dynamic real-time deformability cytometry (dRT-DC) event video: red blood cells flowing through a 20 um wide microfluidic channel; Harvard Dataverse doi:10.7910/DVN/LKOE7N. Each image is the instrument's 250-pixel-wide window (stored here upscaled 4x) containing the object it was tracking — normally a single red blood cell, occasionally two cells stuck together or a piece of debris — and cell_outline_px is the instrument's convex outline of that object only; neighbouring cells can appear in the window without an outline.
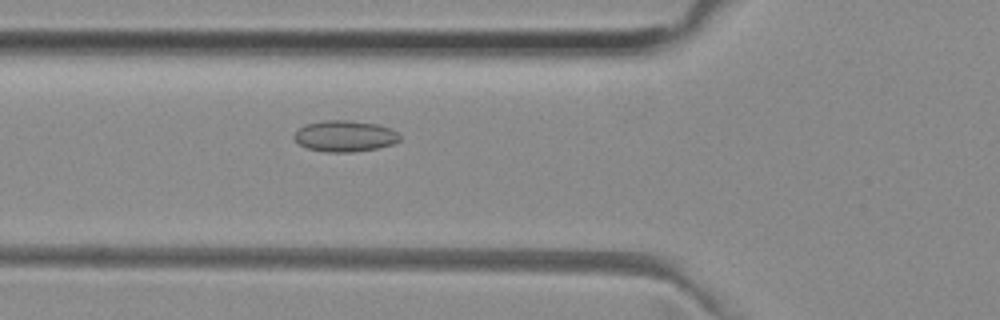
{"species": "common noctule bat (a hibernating species)", "species_latin": "Nyctalus noctula", "temperature_condition": "room temperature", "stored_images_in_passage": 38, "camera_frame_rate_fps": 3000, "um_per_image_px": 0.085, "animal": {"sex": "female", "body_mass_g": 29.2, "forearm_length_mm": 56.3}, "frame": {"image": 1, "passage_image": 7, "time_ms": 2.0, "image_size_px": [1000, 320], "cell_outline_px": [[400, 140], [392, 144], [376, 148], [352, 152], [324, 152], [308, 148], [300, 144], [292, 136], [304, 124], [324, 120], [348, 120], [376, 124], [388, 128], [396, 132], [400, 136]], "centroid_in_image_um": [29.28, 11.56], "position_along_channel_um": 96.5, "area_um2": 19.02}}
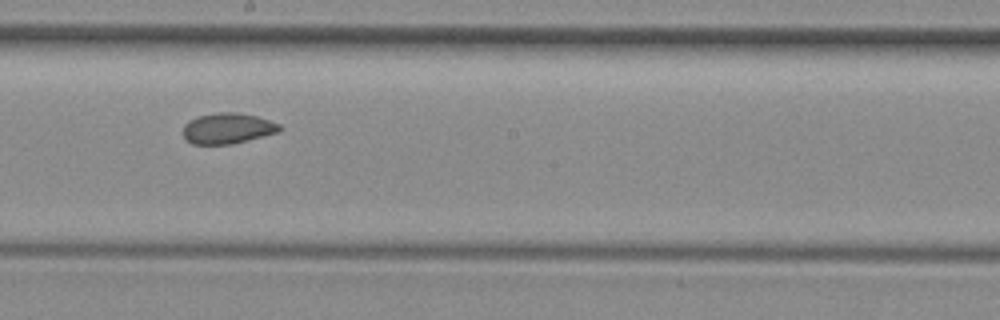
{"frame": {"image": 2, "passage_image": 17, "time_ms": 5.333, "image_size_px": [1000, 320], "cell_outline_px": [[280, 132], [232, 144], [192, 144], [184, 136], [184, 124], [188, 120], [196, 116], [216, 112], [240, 112], [256, 116], [280, 124]], "centroid_in_image_um": [19.34, 10.9], "position_along_channel_um": 228.9, "area_um2": 17.34}}
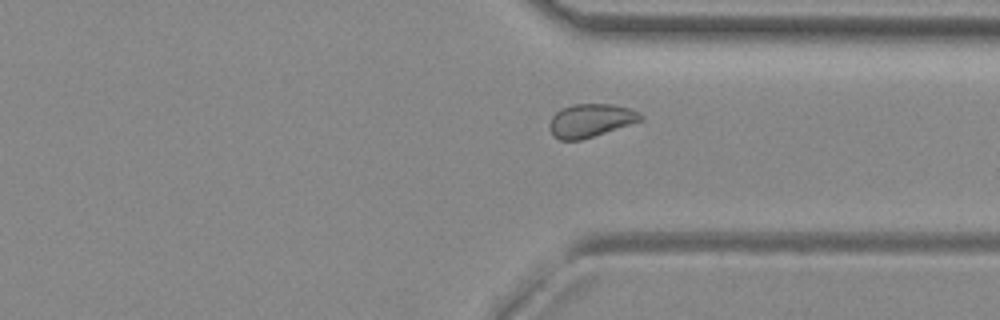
{"frame": {"image": 3, "passage_image": 27, "time_ms": 8.667, "image_size_px": [1000, 320], "cell_outline_px": [[644, 120], [580, 140], [560, 140], [552, 136], [548, 128], [548, 124], [552, 116], [560, 108], [572, 104], [616, 104], [640, 112], [644, 116]], "centroid_in_image_um": [50.18, 10.23], "position_along_channel_um": 361.2, "area_um2": 17.92}, "authors_computed_cell_mechanics": {"area_um2": 17.8891, "velocity_mm_per_s": 3.9702, "shape_relaxation_time_tau1_ms": null, "shape_relaxation_time_tau2_ms": 1.6267, "deformation_change_tau1": null, "deformation_change_tau2": 0.0502}}